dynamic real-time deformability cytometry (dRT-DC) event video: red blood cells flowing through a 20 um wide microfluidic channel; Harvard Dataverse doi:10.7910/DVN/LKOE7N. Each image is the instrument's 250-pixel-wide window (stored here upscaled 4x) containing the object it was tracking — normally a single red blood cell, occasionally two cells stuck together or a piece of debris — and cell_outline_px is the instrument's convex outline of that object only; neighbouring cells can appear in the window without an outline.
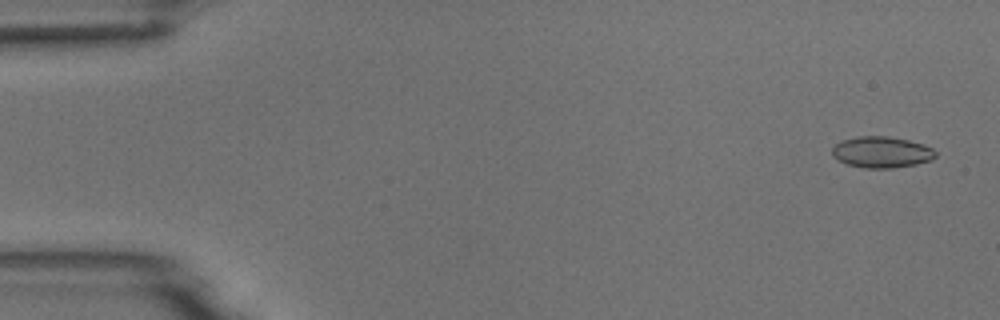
{"species": "common noctule bat (a hibernating species)", "species_latin": "Nyctalus noctula", "temperature_condition": "room temperature", "stored_images_in_passage": 5, "camera_frame_rate_fps": 3000, "um_per_image_px": 0.085, "animal": {"sex": "male", "body_mass_g": 18.8}, "frame": {"image": 1, "passage_image": 1, "time_ms": 0.0, "image_size_px": [1000, 320], "cell_outline_px": [[936, 156], [932, 160], [916, 164], [892, 168], [864, 168], [848, 164], [836, 160], [832, 156], [832, 148], [840, 140], [860, 136], [888, 136], [908, 140], [924, 144], [932, 148], [936, 152]], "centroid_in_image_um": [74.93, 12.93], "position_along_channel_um": 10.1, "area_um2": 18.96}}
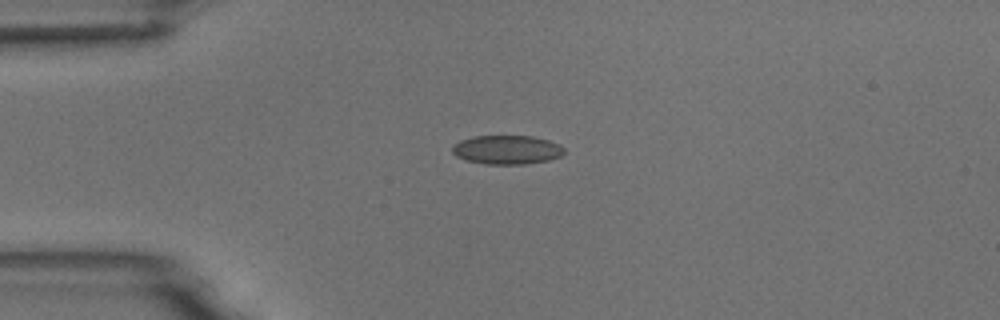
{"frame": {"image": 2, "passage_image": 4, "time_ms": 3.667, "image_size_px": [1000, 320], "cell_outline_px": [[564, 152], [560, 156], [548, 160], [524, 164], [484, 164], [468, 160], [456, 156], [452, 152], [452, 144], [460, 140], [472, 136], [532, 136], [548, 140], [560, 144], [564, 148]], "centroid_in_image_um": [43.07, 12.72], "position_along_channel_um": 41.9, "area_um2": 18.9}}